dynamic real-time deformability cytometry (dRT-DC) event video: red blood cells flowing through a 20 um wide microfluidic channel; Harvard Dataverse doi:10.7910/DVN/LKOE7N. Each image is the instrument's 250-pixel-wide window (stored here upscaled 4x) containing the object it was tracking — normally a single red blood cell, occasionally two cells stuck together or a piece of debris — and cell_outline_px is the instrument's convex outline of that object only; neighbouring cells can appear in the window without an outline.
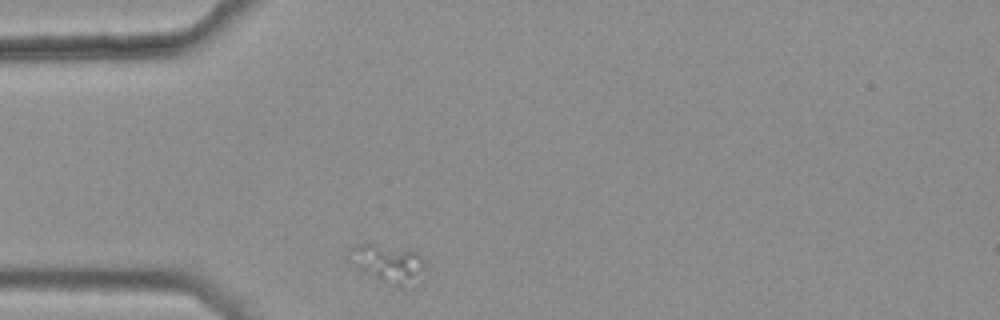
{"species": "common noctule bat (a hibernating species)", "species_latin": "Nyctalus noctula", "temperature_condition": "warm", "stored_images_in_passage": 30, "camera_frame_rate_fps": 3000, "um_per_image_px": 0.085, "animal": {"sex": "female", "body_mass_g": 25.1}, "frame": {"image": 1, "passage_image": 1, "time_ms": 0.0, "image_size_px": [1000, 320], "cell_outline_px": [[424, 268], [400, 288], [380, 280], [360, 268], [352, 248], [360, 244], [376, 244], [416, 252], [424, 260]], "centroid_in_image_um": [33.05, 22.37], "position_along_channel_um": 52.0, "area_um2": 14.85}}